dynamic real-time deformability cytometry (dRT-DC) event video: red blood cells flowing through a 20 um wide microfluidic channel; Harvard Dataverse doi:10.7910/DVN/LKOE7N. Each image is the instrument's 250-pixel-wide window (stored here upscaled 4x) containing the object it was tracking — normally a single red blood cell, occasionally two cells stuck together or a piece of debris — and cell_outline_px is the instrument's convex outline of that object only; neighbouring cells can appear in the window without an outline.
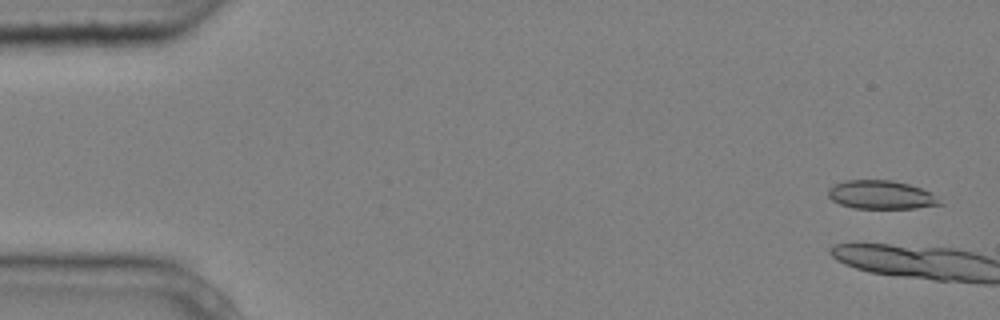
{"species": "common noctule bat (a hibernating species)", "species_latin": "Nyctalus noctula", "temperature_condition": "cold", "stored_images_in_passage": 4, "camera_frame_rate_fps": 3000, "um_per_image_px": 0.085, "animal": {"sex": "male", "body_mass_g": 20.4}, "frame": {"image": 1, "passage_image": 1, "time_ms": 0.0, "image_size_px": [1000, 320], "cell_outline_px": [[944, 204], [916, 208], [852, 208], [840, 204], [832, 200], [828, 196], [828, 188], [836, 184], [848, 180], [892, 180], [908, 184], [920, 188], [928, 192]], "centroid_in_image_um": [74.85, 16.56], "position_along_channel_um": 10.1, "area_um2": 18.32}}